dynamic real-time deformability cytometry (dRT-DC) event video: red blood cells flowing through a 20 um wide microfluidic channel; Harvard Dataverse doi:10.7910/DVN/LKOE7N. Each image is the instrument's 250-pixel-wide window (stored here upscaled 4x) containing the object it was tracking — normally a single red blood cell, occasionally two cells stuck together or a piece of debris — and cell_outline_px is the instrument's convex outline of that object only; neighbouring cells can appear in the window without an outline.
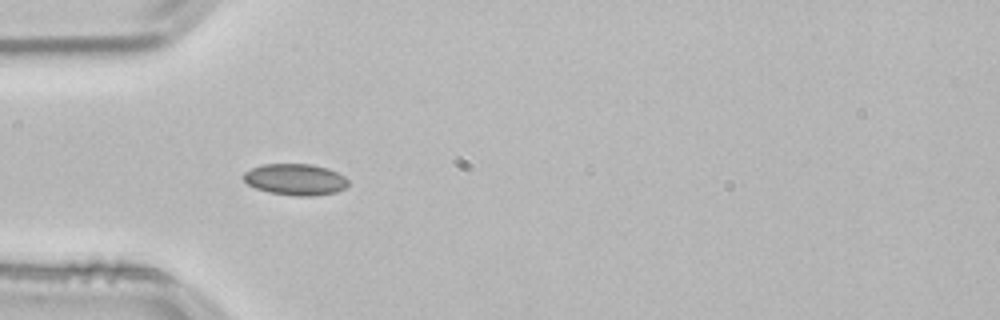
{"species": "common noctule bat (a hibernating species)", "species_latin": "Nyctalus noctula", "temperature_condition": "room temperature", "stored_images_in_passage": 53, "camera_frame_rate_fps": 3000, "um_per_image_px": 0.085, "animal": {"sex": "male", "body_mass_g": 21.5, "forearm_length_mm": 52.0}, "frame": {"image": 1, "passage_image": 16, "time_ms": 5.0, "image_size_px": [1000, 320], "cell_outline_px": [[348, 184], [344, 188], [336, 192], [312, 196], [296, 196], [268, 192], [256, 188], [248, 184], [244, 180], [244, 172], [260, 164], [312, 164], [328, 168], [344, 176], [348, 180]], "centroid_in_image_um": [25.1, 15.25], "position_along_channel_um": 59.9, "area_um2": 19.13}}
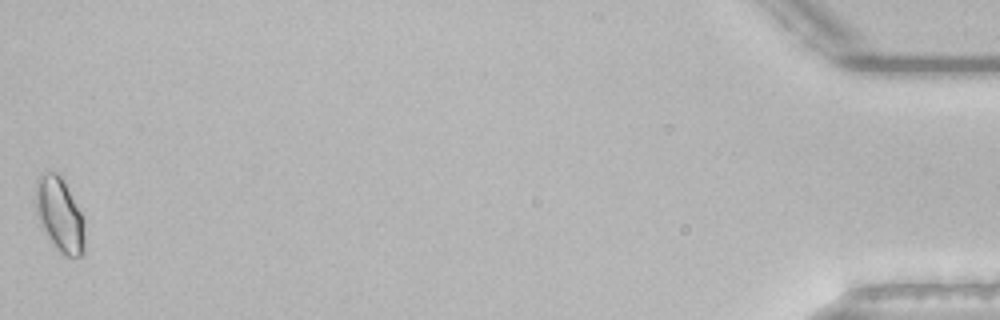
{"frame": {"image": 2, "passage_image": 53, "time_ms": 17.333, "image_size_px": [1000, 320], "cell_outline_px": [[84, 256], [68, 256], [60, 252], [52, 244], [40, 224], [36, 216], [36, 180], [40, 176], [52, 172], [56, 172], [64, 180], [84, 220]], "centroid_in_image_um": [5.07, 18.28], "position_along_channel_um": 430.1, "area_um2": 20.98}, "authors_computed_cell_mechanics": {"area_um2": 17.918, "velocity_mm_per_s": 3.8264, "shape_relaxation_time_tau1_ms": 6.6934, "shape_relaxation_time_tau2_ms": 2.1761, "deformation_change_tau1": 0.0714, "deformation_change_tau2": 0.0374}}